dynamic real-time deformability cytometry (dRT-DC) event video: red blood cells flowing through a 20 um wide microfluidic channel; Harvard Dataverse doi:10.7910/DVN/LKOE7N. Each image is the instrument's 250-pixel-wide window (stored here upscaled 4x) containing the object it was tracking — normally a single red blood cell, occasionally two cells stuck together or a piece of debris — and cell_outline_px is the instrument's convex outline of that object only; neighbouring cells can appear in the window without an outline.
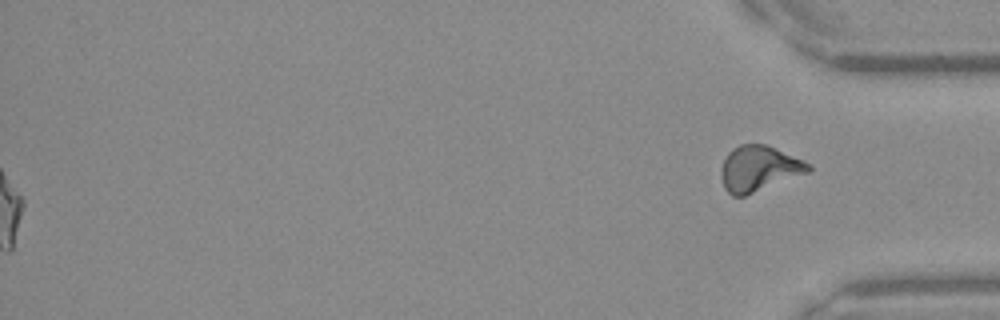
{"species": "Egyptian fruit bat (a non-hibernating species)", "species_latin": "Rousettus aegyptiacus", "temperature_condition": "warm", "stored_images_in_passage": 48, "segment_of_instrument_passage": [2, 2], "camera_frame_rate_fps": 3000, "um_per_image_px": 0.085, "frame": {"image": 1, "passage_image": 48, "time_ms": 15.667, "image_size_px": [1000, 320], "cell_outline_px": [[812, 168], [808, 172], [744, 196], [732, 196], [724, 188], [720, 176], [720, 172], [724, 160], [728, 152], [732, 148], [740, 144], [768, 144], [804, 160], [812, 164]], "centroid_in_image_um": [64.5, 14.31], "position_along_channel_um": 370.7, "area_um2": 23.24}}